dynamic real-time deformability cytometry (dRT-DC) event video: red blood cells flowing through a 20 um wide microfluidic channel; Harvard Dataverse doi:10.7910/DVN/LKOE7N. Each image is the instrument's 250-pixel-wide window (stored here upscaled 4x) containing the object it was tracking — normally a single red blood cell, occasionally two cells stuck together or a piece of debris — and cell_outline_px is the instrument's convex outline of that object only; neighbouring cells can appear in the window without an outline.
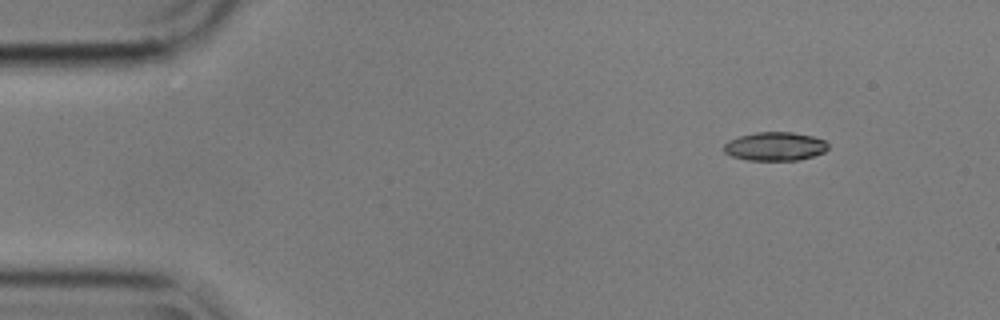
{"species": "common noctule bat (a hibernating species)", "species_latin": "Nyctalus noctula", "temperature_condition": "cold", "stored_images_in_passage": 5, "segment_of_instrument_passage": [2, 2], "camera_frame_rate_fps": 3000, "um_per_image_px": 0.085, "animal": {"sex": "male", "body_mass_g": 17.9}, "frame": {"image": 1, "passage_image": 5, "time_ms": 1.333, "image_size_px": [1000, 320], "cell_outline_px": [[828, 148], [824, 152], [800, 160], [748, 160], [732, 156], [724, 152], [724, 144], [728, 140], [740, 136], [756, 132], [792, 132], [812, 136], [824, 140], [828, 144]], "centroid_in_image_um": [65.87, 12.44], "position_along_channel_um": 19.1, "area_um2": 17.34}}